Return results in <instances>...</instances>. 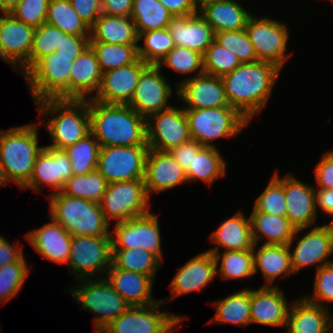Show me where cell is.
I'll return each mask as SVG.
<instances>
[{"label": "cell", "instance_id": "1", "mask_svg": "<svg viewBox=\"0 0 333 333\" xmlns=\"http://www.w3.org/2000/svg\"><path fill=\"white\" fill-rule=\"evenodd\" d=\"M281 70L272 63L258 60L241 63L223 75L221 78L230 106L251 122L266 106Z\"/></svg>", "mask_w": 333, "mask_h": 333}, {"label": "cell", "instance_id": "2", "mask_svg": "<svg viewBox=\"0 0 333 333\" xmlns=\"http://www.w3.org/2000/svg\"><path fill=\"white\" fill-rule=\"evenodd\" d=\"M90 132L100 147L148 146L146 118L129 105L89 99Z\"/></svg>", "mask_w": 333, "mask_h": 333}, {"label": "cell", "instance_id": "3", "mask_svg": "<svg viewBox=\"0 0 333 333\" xmlns=\"http://www.w3.org/2000/svg\"><path fill=\"white\" fill-rule=\"evenodd\" d=\"M42 126L30 123L0 132V182L12 181L21 189L31 178L34 163L44 146L38 145Z\"/></svg>", "mask_w": 333, "mask_h": 333}, {"label": "cell", "instance_id": "4", "mask_svg": "<svg viewBox=\"0 0 333 333\" xmlns=\"http://www.w3.org/2000/svg\"><path fill=\"white\" fill-rule=\"evenodd\" d=\"M35 106L43 120L50 117L45 123L49 147L64 150L90 133L89 100L45 99Z\"/></svg>", "mask_w": 333, "mask_h": 333}, {"label": "cell", "instance_id": "5", "mask_svg": "<svg viewBox=\"0 0 333 333\" xmlns=\"http://www.w3.org/2000/svg\"><path fill=\"white\" fill-rule=\"evenodd\" d=\"M48 198L49 216L71 236L110 237V223L106 220L99 203L62 192L50 194Z\"/></svg>", "mask_w": 333, "mask_h": 333}, {"label": "cell", "instance_id": "6", "mask_svg": "<svg viewBox=\"0 0 333 333\" xmlns=\"http://www.w3.org/2000/svg\"><path fill=\"white\" fill-rule=\"evenodd\" d=\"M77 57L58 52L39 59L24 75L35 103L45 99H70V73Z\"/></svg>", "mask_w": 333, "mask_h": 333}, {"label": "cell", "instance_id": "7", "mask_svg": "<svg viewBox=\"0 0 333 333\" xmlns=\"http://www.w3.org/2000/svg\"><path fill=\"white\" fill-rule=\"evenodd\" d=\"M184 110L191 138L206 147H216L217 139L237 136L250 123L232 106Z\"/></svg>", "mask_w": 333, "mask_h": 333}, {"label": "cell", "instance_id": "8", "mask_svg": "<svg viewBox=\"0 0 333 333\" xmlns=\"http://www.w3.org/2000/svg\"><path fill=\"white\" fill-rule=\"evenodd\" d=\"M103 277L97 278L98 280L93 278L77 280L83 283H76L75 288L69 290L82 309L96 315L93 323L95 331L104 329L130 307L105 276Z\"/></svg>", "mask_w": 333, "mask_h": 333}, {"label": "cell", "instance_id": "9", "mask_svg": "<svg viewBox=\"0 0 333 333\" xmlns=\"http://www.w3.org/2000/svg\"><path fill=\"white\" fill-rule=\"evenodd\" d=\"M149 196L144 179L109 183L100 208L111 224L124 222L150 212Z\"/></svg>", "mask_w": 333, "mask_h": 333}, {"label": "cell", "instance_id": "10", "mask_svg": "<svg viewBox=\"0 0 333 333\" xmlns=\"http://www.w3.org/2000/svg\"><path fill=\"white\" fill-rule=\"evenodd\" d=\"M111 237L72 236L68 265L75 279H88L106 274L112 265Z\"/></svg>", "mask_w": 333, "mask_h": 333}, {"label": "cell", "instance_id": "11", "mask_svg": "<svg viewBox=\"0 0 333 333\" xmlns=\"http://www.w3.org/2000/svg\"><path fill=\"white\" fill-rule=\"evenodd\" d=\"M163 301L147 306H130L104 329L108 333H173L185 317L160 310ZM162 305V306H161Z\"/></svg>", "mask_w": 333, "mask_h": 333}, {"label": "cell", "instance_id": "12", "mask_svg": "<svg viewBox=\"0 0 333 333\" xmlns=\"http://www.w3.org/2000/svg\"><path fill=\"white\" fill-rule=\"evenodd\" d=\"M245 30L259 61L272 63L282 69L292 53H286L289 30L285 23L269 17L252 15Z\"/></svg>", "mask_w": 333, "mask_h": 333}, {"label": "cell", "instance_id": "13", "mask_svg": "<svg viewBox=\"0 0 333 333\" xmlns=\"http://www.w3.org/2000/svg\"><path fill=\"white\" fill-rule=\"evenodd\" d=\"M148 146L101 147L97 170L109 183L144 179Z\"/></svg>", "mask_w": 333, "mask_h": 333}, {"label": "cell", "instance_id": "14", "mask_svg": "<svg viewBox=\"0 0 333 333\" xmlns=\"http://www.w3.org/2000/svg\"><path fill=\"white\" fill-rule=\"evenodd\" d=\"M158 218L150 211L147 215L114 224V231H110L112 249L140 247L155 254L162 261V239Z\"/></svg>", "mask_w": 333, "mask_h": 333}, {"label": "cell", "instance_id": "15", "mask_svg": "<svg viewBox=\"0 0 333 333\" xmlns=\"http://www.w3.org/2000/svg\"><path fill=\"white\" fill-rule=\"evenodd\" d=\"M35 28L14 18L10 13H0V58L24 75L30 69Z\"/></svg>", "mask_w": 333, "mask_h": 333}, {"label": "cell", "instance_id": "16", "mask_svg": "<svg viewBox=\"0 0 333 333\" xmlns=\"http://www.w3.org/2000/svg\"><path fill=\"white\" fill-rule=\"evenodd\" d=\"M148 147L168 152L190 141L191 135L183 107H171L146 119Z\"/></svg>", "mask_w": 333, "mask_h": 333}, {"label": "cell", "instance_id": "17", "mask_svg": "<svg viewBox=\"0 0 333 333\" xmlns=\"http://www.w3.org/2000/svg\"><path fill=\"white\" fill-rule=\"evenodd\" d=\"M158 65H148L141 73L133 97L128 104L144 118L172 107L168 100L173 89Z\"/></svg>", "mask_w": 333, "mask_h": 333}, {"label": "cell", "instance_id": "18", "mask_svg": "<svg viewBox=\"0 0 333 333\" xmlns=\"http://www.w3.org/2000/svg\"><path fill=\"white\" fill-rule=\"evenodd\" d=\"M177 99L184 109H207L230 106L221 77L202 73L176 83ZM179 97V98H178Z\"/></svg>", "mask_w": 333, "mask_h": 333}, {"label": "cell", "instance_id": "19", "mask_svg": "<svg viewBox=\"0 0 333 333\" xmlns=\"http://www.w3.org/2000/svg\"><path fill=\"white\" fill-rule=\"evenodd\" d=\"M291 267L298 272L310 265L322 266L333 263L327 259L333 254V223L314 226L303 237L299 238L296 247L291 250Z\"/></svg>", "mask_w": 333, "mask_h": 333}, {"label": "cell", "instance_id": "20", "mask_svg": "<svg viewBox=\"0 0 333 333\" xmlns=\"http://www.w3.org/2000/svg\"><path fill=\"white\" fill-rule=\"evenodd\" d=\"M73 176L67 153L61 149L44 146L38 154L30 180L21 189L40 192V186L51 187L50 194L61 192L65 183ZM41 184V185H40Z\"/></svg>", "mask_w": 333, "mask_h": 333}, {"label": "cell", "instance_id": "21", "mask_svg": "<svg viewBox=\"0 0 333 333\" xmlns=\"http://www.w3.org/2000/svg\"><path fill=\"white\" fill-rule=\"evenodd\" d=\"M148 66L140 58L131 65L103 72L94 101L106 104L128 105L137 87L142 71Z\"/></svg>", "mask_w": 333, "mask_h": 333}, {"label": "cell", "instance_id": "22", "mask_svg": "<svg viewBox=\"0 0 333 333\" xmlns=\"http://www.w3.org/2000/svg\"><path fill=\"white\" fill-rule=\"evenodd\" d=\"M282 186L286 199V217L296 229L314 226L317 218L315 186L287 174L282 177Z\"/></svg>", "mask_w": 333, "mask_h": 333}, {"label": "cell", "instance_id": "23", "mask_svg": "<svg viewBox=\"0 0 333 333\" xmlns=\"http://www.w3.org/2000/svg\"><path fill=\"white\" fill-rule=\"evenodd\" d=\"M185 182L186 172L169 152L148 149L144 183L149 198L152 193L168 191Z\"/></svg>", "mask_w": 333, "mask_h": 333}, {"label": "cell", "instance_id": "24", "mask_svg": "<svg viewBox=\"0 0 333 333\" xmlns=\"http://www.w3.org/2000/svg\"><path fill=\"white\" fill-rule=\"evenodd\" d=\"M216 276L215 258L211 252L204 251L191 258L177 270L169 286L172 297L161 300L166 303L169 299H174L180 295L200 291L209 285Z\"/></svg>", "mask_w": 333, "mask_h": 333}, {"label": "cell", "instance_id": "25", "mask_svg": "<svg viewBox=\"0 0 333 333\" xmlns=\"http://www.w3.org/2000/svg\"><path fill=\"white\" fill-rule=\"evenodd\" d=\"M250 302L251 324L286 327L291 303L278 285L250 289Z\"/></svg>", "mask_w": 333, "mask_h": 333}, {"label": "cell", "instance_id": "26", "mask_svg": "<svg viewBox=\"0 0 333 333\" xmlns=\"http://www.w3.org/2000/svg\"><path fill=\"white\" fill-rule=\"evenodd\" d=\"M40 228L25 234L26 240L45 259L57 264H67L72 236L52 217Z\"/></svg>", "mask_w": 333, "mask_h": 333}, {"label": "cell", "instance_id": "27", "mask_svg": "<svg viewBox=\"0 0 333 333\" xmlns=\"http://www.w3.org/2000/svg\"><path fill=\"white\" fill-rule=\"evenodd\" d=\"M105 277L130 306H147L160 300L152 297L155 280L146 274L116 268L113 264Z\"/></svg>", "mask_w": 333, "mask_h": 333}, {"label": "cell", "instance_id": "28", "mask_svg": "<svg viewBox=\"0 0 333 333\" xmlns=\"http://www.w3.org/2000/svg\"><path fill=\"white\" fill-rule=\"evenodd\" d=\"M168 30L175 46L186 47L202 55L215 40L214 30L198 12L193 15L173 17Z\"/></svg>", "mask_w": 333, "mask_h": 333}, {"label": "cell", "instance_id": "29", "mask_svg": "<svg viewBox=\"0 0 333 333\" xmlns=\"http://www.w3.org/2000/svg\"><path fill=\"white\" fill-rule=\"evenodd\" d=\"M102 74L96 53L88 45L73 61L71 67L70 99H92L100 87Z\"/></svg>", "mask_w": 333, "mask_h": 333}, {"label": "cell", "instance_id": "30", "mask_svg": "<svg viewBox=\"0 0 333 333\" xmlns=\"http://www.w3.org/2000/svg\"><path fill=\"white\" fill-rule=\"evenodd\" d=\"M329 311L304 297L292 301L286 323L287 333H331L333 315Z\"/></svg>", "mask_w": 333, "mask_h": 333}, {"label": "cell", "instance_id": "31", "mask_svg": "<svg viewBox=\"0 0 333 333\" xmlns=\"http://www.w3.org/2000/svg\"><path fill=\"white\" fill-rule=\"evenodd\" d=\"M198 13L215 33L245 29L252 16L236 0H209L198 8Z\"/></svg>", "mask_w": 333, "mask_h": 333}, {"label": "cell", "instance_id": "32", "mask_svg": "<svg viewBox=\"0 0 333 333\" xmlns=\"http://www.w3.org/2000/svg\"><path fill=\"white\" fill-rule=\"evenodd\" d=\"M210 241L216 244L207 250L211 253L233 250H253L254 242L251 231L250 217L238 211L235 215L220 223V226L210 236Z\"/></svg>", "mask_w": 333, "mask_h": 333}, {"label": "cell", "instance_id": "33", "mask_svg": "<svg viewBox=\"0 0 333 333\" xmlns=\"http://www.w3.org/2000/svg\"><path fill=\"white\" fill-rule=\"evenodd\" d=\"M250 217L254 244L266 238L264 244L293 245V241L305 228L296 229L286 216L252 212Z\"/></svg>", "mask_w": 333, "mask_h": 333}, {"label": "cell", "instance_id": "34", "mask_svg": "<svg viewBox=\"0 0 333 333\" xmlns=\"http://www.w3.org/2000/svg\"><path fill=\"white\" fill-rule=\"evenodd\" d=\"M254 254V274L261 272L265 284L262 286H275L274 282L278 277L284 278L294 274L291 267V252L289 245L281 244H262L256 250V244L253 247Z\"/></svg>", "mask_w": 333, "mask_h": 333}, {"label": "cell", "instance_id": "35", "mask_svg": "<svg viewBox=\"0 0 333 333\" xmlns=\"http://www.w3.org/2000/svg\"><path fill=\"white\" fill-rule=\"evenodd\" d=\"M136 26L131 17L101 14L90 28L89 42L139 44Z\"/></svg>", "mask_w": 333, "mask_h": 333}, {"label": "cell", "instance_id": "36", "mask_svg": "<svg viewBox=\"0 0 333 333\" xmlns=\"http://www.w3.org/2000/svg\"><path fill=\"white\" fill-rule=\"evenodd\" d=\"M226 164L217 147L203 146L199 151H193L192 166L186 172L187 182L201 180L212 185L215 180L225 176Z\"/></svg>", "mask_w": 333, "mask_h": 333}, {"label": "cell", "instance_id": "37", "mask_svg": "<svg viewBox=\"0 0 333 333\" xmlns=\"http://www.w3.org/2000/svg\"><path fill=\"white\" fill-rule=\"evenodd\" d=\"M213 306L216 313L209 323H229L240 327L251 324L249 288L230 294L215 302Z\"/></svg>", "mask_w": 333, "mask_h": 333}, {"label": "cell", "instance_id": "38", "mask_svg": "<svg viewBox=\"0 0 333 333\" xmlns=\"http://www.w3.org/2000/svg\"><path fill=\"white\" fill-rule=\"evenodd\" d=\"M174 16L159 0H134L131 18L138 35L142 32L168 28Z\"/></svg>", "mask_w": 333, "mask_h": 333}, {"label": "cell", "instance_id": "39", "mask_svg": "<svg viewBox=\"0 0 333 333\" xmlns=\"http://www.w3.org/2000/svg\"><path fill=\"white\" fill-rule=\"evenodd\" d=\"M212 254L216 262V275L219 274L224 280L247 279L255 275L253 250H233Z\"/></svg>", "mask_w": 333, "mask_h": 333}, {"label": "cell", "instance_id": "40", "mask_svg": "<svg viewBox=\"0 0 333 333\" xmlns=\"http://www.w3.org/2000/svg\"><path fill=\"white\" fill-rule=\"evenodd\" d=\"M45 23L66 34L90 36V27L75 12L69 0H49Z\"/></svg>", "mask_w": 333, "mask_h": 333}, {"label": "cell", "instance_id": "41", "mask_svg": "<svg viewBox=\"0 0 333 333\" xmlns=\"http://www.w3.org/2000/svg\"><path fill=\"white\" fill-rule=\"evenodd\" d=\"M112 264L116 268L151 276L155 280L161 260L153 253L142 248L112 249Z\"/></svg>", "mask_w": 333, "mask_h": 333}, {"label": "cell", "instance_id": "42", "mask_svg": "<svg viewBox=\"0 0 333 333\" xmlns=\"http://www.w3.org/2000/svg\"><path fill=\"white\" fill-rule=\"evenodd\" d=\"M89 45L96 53L102 72L131 65L139 59V44H108L104 42H89Z\"/></svg>", "mask_w": 333, "mask_h": 333}, {"label": "cell", "instance_id": "43", "mask_svg": "<svg viewBox=\"0 0 333 333\" xmlns=\"http://www.w3.org/2000/svg\"><path fill=\"white\" fill-rule=\"evenodd\" d=\"M139 58L148 65H158L160 61L175 47L168 28L142 32L138 36Z\"/></svg>", "mask_w": 333, "mask_h": 333}, {"label": "cell", "instance_id": "44", "mask_svg": "<svg viewBox=\"0 0 333 333\" xmlns=\"http://www.w3.org/2000/svg\"><path fill=\"white\" fill-rule=\"evenodd\" d=\"M108 182L94 169L84 175H73L64 185L62 193L100 203L106 193Z\"/></svg>", "mask_w": 333, "mask_h": 333}, {"label": "cell", "instance_id": "45", "mask_svg": "<svg viewBox=\"0 0 333 333\" xmlns=\"http://www.w3.org/2000/svg\"><path fill=\"white\" fill-rule=\"evenodd\" d=\"M100 148L98 140L91 132L74 145L65 148L73 175H84L96 169Z\"/></svg>", "mask_w": 333, "mask_h": 333}, {"label": "cell", "instance_id": "46", "mask_svg": "<svg viewBox=\"0 0 333 333\" xmlns=\"http://www.w3.org/2000/svg\"><path fill=\"white\" fill-rule=\"evenodd\" d=\"M252 212H264L271 215L286 216V199L282 178L278 169L265 190L257 197Z\"/></svg>", "mask_w": 333, "mask_h": 333}, {"label": "cell", "instance_id": "47", "mask_svg": "<svg viewBox=\"0 0 333 333\" xmlns=\"http://www.w3.org/2000/svg\"><path fill=\"white\" fill-rule=\"evenodd\" d=\"M29 272L24 256L19 261L0 268V305L18 295Z\"/></svg>", "mask_w": 333, "mask_h": 333}, {"label": "cell", "instance_id": "48", "mask_svg": "<svg viewBox=\"0 0 333 333\" xmlns=\"http://www.w3.org/2000/svg\"><path fill=\"white\" fill-rule=\"evenodd\" d=\"M164 65L180 74L204 73L203 55L186 47L175 46L158 64L160 68Z\"/></svg>", "mask_w": 333, "mask_h": 333}, {"label": "cell", "instance_id": "49", "mask_svg": "<svg viewBox=\"0 0 333 333\" xmlns=\"http://www.w3.org/2000/svg\"><path fill=\"white\" fill-rule=\"evenodd\" d=\"M241 62L237 56L221 46L215 40L208 46L203 54L204 73L222 77L232 72Z\"/></svg>", "mask_w": 333, "mask_h": 333}, {"label": "cell", "instance_id": "50", "mask_svg": "<svg viewBox=\"0 0 333 333\" xmlns=\"http://www.w3.org/2000/svg\"><path fill=\"white\" fill-rule=\"evenodd\" d=\"M65 35L66 33L62 30L47 23L35 28L30 53V68L42 57L55 52Z\"/></svg>", "mask_w": 333, "mask_h": 333}, {"label": "cell", "instance_id": "51", "mask_svg": "<svg viewBox=\"0 0 333 333\" xmlns=\"http://www.w3.org/2000/svg\"><path fill=\"white\" fill-rule=\"evenodd\" d=\"M215 41L234 53L241 63L258 61L254 46L245 29L215 33Z\"/></svg>", "mask_w": 333, "mask_h": 333}, {"label": "cell", "instance_id": "52", "mask_svg": "<svg viewBox=\"0 0 333 333\" xmlns=\"http://www.w3.org/2000/svg\"><path fill=\"white\" fill-rule=\"evenodd\" d=\"M49 0H21L10 14L21 22L38 28L45 24Z\"/></svg>", "mask_w": 333, "mask_h": 333}, {"label": "cell", "instance_id": "53", "mask_svg": "<svg viewBox=\"0 0 333 333\" xmlns=\"http://www.w3.org/2000/svg\"><path fill=\"white\" fill-rule=\"evenodd\" d=\"M313 294L303 296L310 303L328 308L324 303L333 302V263L316 269Z\"/></svg>", "mask_w": 333, "mask_h": 333}, {"label": "cell", "instance_id": "54", "mask_svg": "<svg viewBox=\"0 0 333 333\" xmlns=\"http://www.w3.org/2000/svg\"><path fill=\"white\" fill-rule=\"evenodd\" d=\"M75 12L91 28L102 14L101 0H69Z\"/></svg>", "mask_w": 333, "mask_h": 333}, {"label": "cell", "instance_id": "55", "mask_svg": "<svg viewBox=\"0 0 333 333\" xmlns=\"http://www.w3.org/2000/svg\"><path fill=\"white\" fill-rule=\"evenodd\" d=\"M317 165L314 174L318 188L333 189V150L323 154Z\"/></svg>", "mask_w": 333, "mask_h": 333}, {"label": "cell", "instance_id": "56", "mask_svg": "<svg viewBox=\"0 0 333 333\" xmlns=\"http://www.w3.org/2000/svg\"><path fill=\"white\" fill-rule=\"evenodd\" d=\"M90 36H77L66 34L62 37L60 46L57 47L56 52L60 56L65 57H78L82 51L89 45Z\"/></svg>", "mask_w": 333, "mask_h": 333}, {"label": "cell", "instance_id": "57", "mask_svg": "<svg viewBox=\"0 0 333 333\" xmlns=\"http://www.w3.org/2000/svg\"><path fill=\"white\" fill-rule=\"evenodd\" d=\"M203 146L196 140L191 139L170 151H168L175 161L183 168L185 172L192 166L193 151H199Z\"/></svg>", "mask_w": 333, "mask_h": 333}, {"label": "cell", "instance_id": "58", "mask_svg": "<svg viewBox=\"0 0 333 333\" xmlns=\"http://www.w3.org/2000/svg\"><path fill=\"white\" fill-rule=\"evenodd\" d=\"M19 243L12 245L6 238L0 235V268L19 261L23 256V246Z\"/></svg>", "mask_w": 333, "mask_h": 333}, {"label": "cell", "instance_id": "59", "mask_svg": "<svg viewBox=\"0 0 333 333\" xmlns=\"http://www.w3.org/2000/svg\"><path fill=\"white\" fill-rule=\"evenodd\" d=\"M134 0H101L102 13L110 16L131 17Z\"/></svg>", "mask_w": 333, "mask_h": 333}, {"label": "cell", "instance_id": "60", "mask_svg": "<svg viewBox=\"0 0 333 333\" xmlns=\"http://www.w3.org/2000/svg\"><path fill=\"white\" fill-rule=\"evenodd\" d=\"M174 16H188L198 12L191 0H159Z\"/></svg>", "mask_w": 333, "mask_h": 333}, {"label": "cell", "instance_id": "61", "mask_svg": "<svg viewBox=\"0 0 333 333\" xmlns=\"http://www.w3.org/2000/svg\"><path fill=\"white\" fill-rule=\"evenodd\" d=\"M316 195V210L318 213V207L324 214L333 218V189L315 188ZM333 223V221H332Z\"/></svg>", "mask_w": 333, "mask_h": 333}, {"label": "cell", "instance_id": "62", "mask_svg": "<svg viewBox=\"0 0 333 333\" xmlns=\"http://www.w3.org/2000/svg\"><path fill=\"white\" fill-rule=\"evenodd\" d=\"M21 0H0V13H10Z\"/></svg>", "mask_w": 333, "mask_h": 333}, {"label": "cell", "instance_id": "63", "mask_svg": "<svg viewBox=\"0 0 333 333\" xmlns=\"http://www.w3.org/2000/svg\"><path fill=\"white\" fill-rule=\"evenodd\" d=\"M192 3L199 8L203 3L208 2L209 0H191Z\"/></svg>", "mask_w": 333, "mask_h": 333}, {"label": "cell", "instance_id": "64", "mask_svg": "<svg viewBox=\"0 0 333 333\" xmlns=\"http://www.w3.org/2000/svg\"><path fill=\"white\" fill-rule=\"evenodd\" d=\"M94 332L95 333H108L105 329L96 330Z\"/></svg>", "mask_w": 333, "mask_h": 333}]
</instances>
